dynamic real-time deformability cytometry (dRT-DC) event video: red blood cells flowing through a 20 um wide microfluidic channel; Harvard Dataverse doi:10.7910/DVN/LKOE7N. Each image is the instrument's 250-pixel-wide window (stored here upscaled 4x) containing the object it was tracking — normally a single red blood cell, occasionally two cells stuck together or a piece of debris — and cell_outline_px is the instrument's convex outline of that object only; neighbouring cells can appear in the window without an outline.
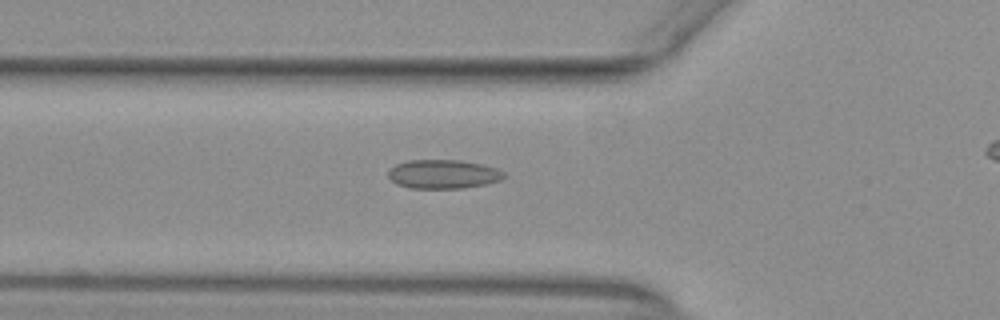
{"species": "common noctule bat (a hibernating species)", "species_latin": "Nyctalus noctula", "temperature_condition": "warm", "stored_images_in_passage": 47, "camera_frame_rate_fps": 3000, "um_per_image_px": 0.085, "animal": {"sex": "female", "body_mass_g": 29.2, "forearm_length_mm": 56.3}, "frame": {"image": 1, "passage_image": 19, "time_ms": 6.0, "image_size_px": [1000, 320], "cell_outline_px": [[504, 176], [500, 180], [484, 184], [464, 188], [412, 188], [396, 184], [388, 176], [388, 172], [396, 164], [408, 160], [460, 160], [484, 164], [496, 168], [504, 172]], "centroid_in_image_um": [37.67, 14.79], "position_along_channel_um": 88.1, "area_um2": 19.42}}
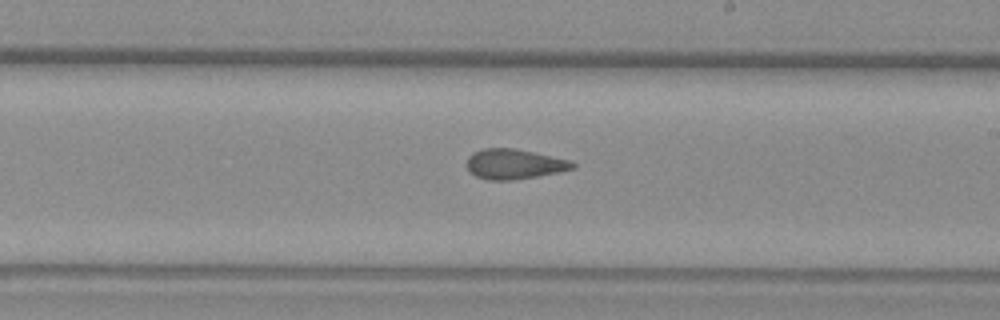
{"frame": {"image": 2, "passage_image": 31, "time_ms": 10.0, "image_size_px": [1000, 320], "cell_outline_px": [[576, 168], [560, 172], [512, 180], [488, 180], [476, 176], [468, 168], [468, 156], [472, 152], [484, 148], [516, 148], [572, 160], [576, 164]], "centroid_in_image_um": [43.76, 13.93], "position_along_channel_um": 245.2, "area_um2": 18.61}}
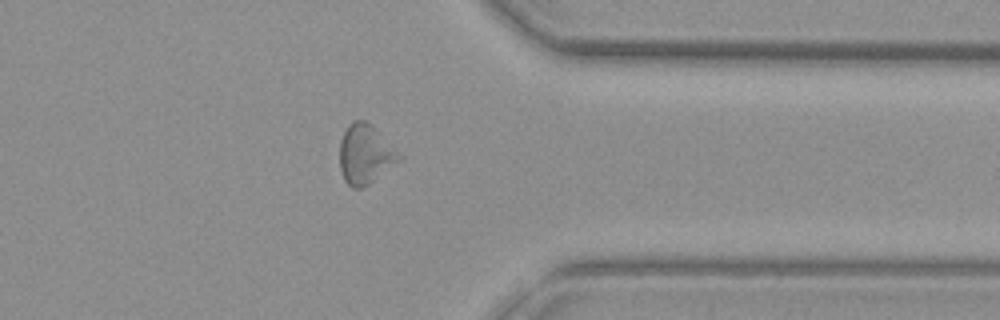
{"frame": {"image": 3, "passage_image": 42, "time_ms": 13.667, "image_size_px": [1000, 320], "cell_outline_px": [[404, 156], [400, 160], [368, 184], [360, 188], [352, 188], [344, 180], [340, 168], [340, 140], [348, 124], [352, 120], [364, 120], [372, 124]], "centroid_in_image_um": [31.05, 13.08], "position_along_channel_um": 380.4, "area_um2": 20.63}, "authors_computed_cell_mechanics": {"area_um2": 19.652, "velocity_mm_per_s": 3.928, "shape_relaxation_time_tau1_ms": null, "shape_relaxation_time_tau2_ms": 2.6663, "deformation_change_tau1": null, "deformation_change_tau2": 0.1013}}